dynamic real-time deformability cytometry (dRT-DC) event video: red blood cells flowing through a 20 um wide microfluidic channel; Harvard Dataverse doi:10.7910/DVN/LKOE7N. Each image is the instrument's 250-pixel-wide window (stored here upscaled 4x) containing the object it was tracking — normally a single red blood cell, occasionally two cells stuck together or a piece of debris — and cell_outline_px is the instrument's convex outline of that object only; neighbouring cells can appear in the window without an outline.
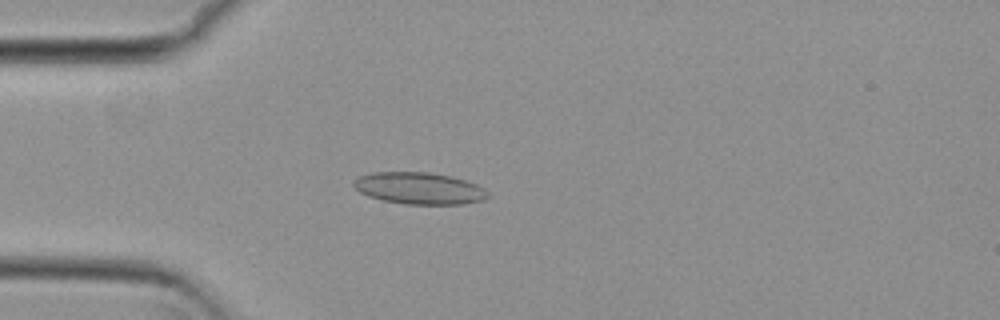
{"species": "common noctule bat (a hibernating species)", "species_latin": "Nyctalus noctula", "temperature_condition": "cold", "stored_images_in_passage": 54, "camera_frame_rate_fps": 3000, "um_per_image_px": 0.085, "animal": {"sex": "female", "body_mass_g": 29.2, "forearm_length_mm": 56.3}, "frame": {"image": 1, "passage_image": 15, "time_ms": 4.667, "image_size_px": [1000, 320], "cell_outline_px": [[492, 196], [484, 200], [464, 204], [404, 204], [384, 200], [368, 196], [360, 192], [352, 184], [352, 180], [360, 176], [372, 172], [428, 172], [452, 176], [476, 184], [484, 188]], "centroid_in_image_um": [35.66, 16.0], "position_along_channel_um": 49.3, "area_um2": 25.03}}
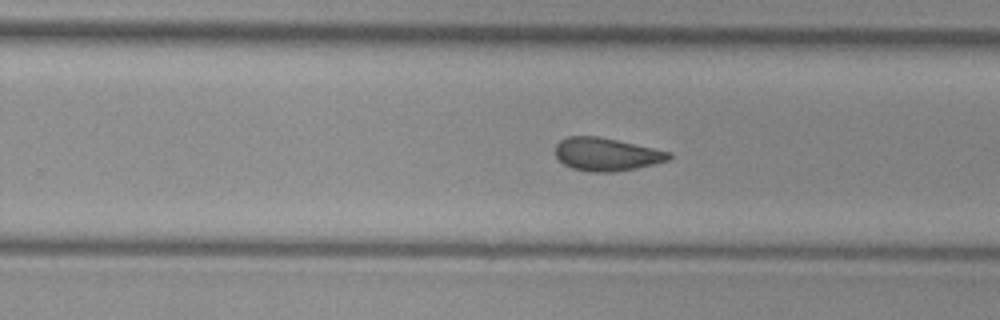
{"frame": {"image": 2, "passage_image": 34, "time_ms": 11.0, "image_size_px": [1000, 320], "cell_outline_px": [[672, 156], [668, 160], [636, 168], [612, 172], [592, 172], [572, 168], [564, 164], [556, 156], [556, 144], [560, 140], [568, 136], [596, 136], [616, 140], [672, 152]], "centroid_in_image_um": [51.54, 13.11], "position_along_channel_um": 278.3, "area_um2": 21.62}}
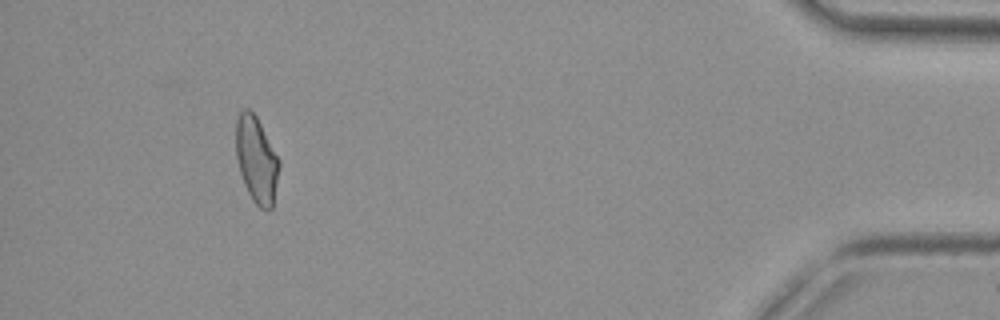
{"frame": {"image": 3, "passage_image": 50, "time_ms": 16.333, "image_size_px": [1000, 320], "cell_outline_px": [[280, 164], [272, 208], [268, 212], [260, 208], [252, 200], [244, 184], [240, 172], [236, 156], [236, 120], [240, 112], [244, 108], [248, 108], [256, 116], [280, 160]], "centroid_in_image_um": [21.8, 13.59], "position_along_channel_um": 413.4, "area_um2": 21.68}, "authors_computed_cell_mechanics": {"area_um2": 22.3686, "velocity_mm_per_s": 3.8064, "shape_relaxation_time_tau1_ms": null, "shape_relaxation_time_tau2_ms": 2.0605, "deformation_change_tau1": null, "deformation_change_tau2": 0.0844}}